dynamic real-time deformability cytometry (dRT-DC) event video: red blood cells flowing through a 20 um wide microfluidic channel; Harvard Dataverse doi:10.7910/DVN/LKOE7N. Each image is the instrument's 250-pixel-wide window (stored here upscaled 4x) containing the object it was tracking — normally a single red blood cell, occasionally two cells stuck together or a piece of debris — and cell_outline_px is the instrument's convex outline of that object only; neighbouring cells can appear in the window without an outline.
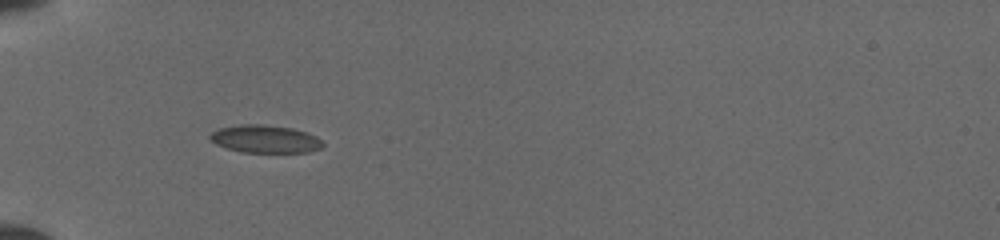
{"species": "common noctule bat (a hibernating species)", "species_latin": "Nyctalus noctula", "temperature_condition": "cold", "stored_images_in_passage": 43, "camera_frame_rate_fps": 3000, "um_per_image_px": 0.085, "animal": {"sex": "female", "body_mass_g": 19.5, "forearm_length_mm": 54.1}, "frame": {"image": 1, "passage_image": 9, "time_ms": 5.333, "image_size_px": [1000, 240], "cell_outline_px": [[324, 144], [320, 148], [308, 152], [240, 152], [216, 144], [208, 136], [212, 132], [220, 128], [240, 124], [264, 124], [292, 128], [308, 132], [316, 136]], "centroid_in_image_um": [22.54, 11.8], "position_along_channel_um": 62.5, "area_um2": 18.21}}
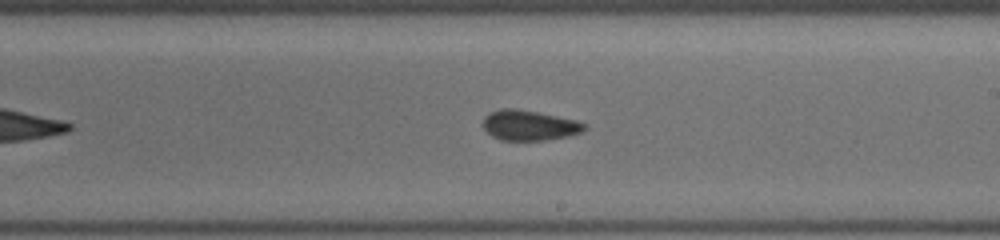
{"frame": {"image": 2, "passage_image": 27, "time_ms": 10.0, "image_size_px": [1000, 240], "cell_outline_px": [[588, 128], [580, 132], [568, 136], [544, 140], [500, 140], [492, 136], [484, 128], [484, 116], [488, 112], [500, 108], [516, 108], [576, 120], [584, 124]], "centroid_in_image_um": [44.95, 10.64], "position_along_channel_um": 244.0, "area_um2": 17.74}}
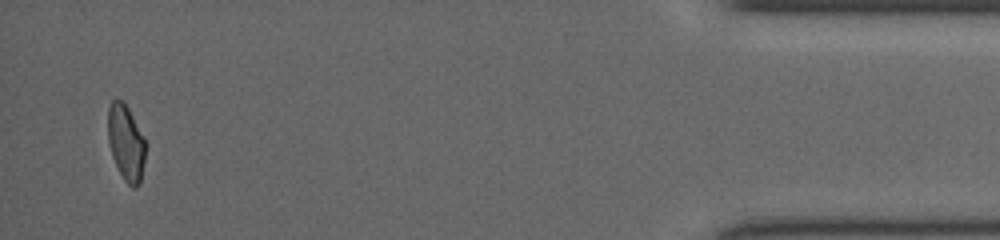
{"frame": {"image": 3, "passage_image": 43, "time_ms": 16.0, "image_size_px": [1000, 240], "cell_outline_px": [[144, 160], [140, 184], [136, 188], [132, 188], [124, 180], [112, 156], [108, 144], [108, 108], [112, 100], [124, 100], [144, 136]], "centroid_in_image_um": [10.7, 12.12], "position_along_channel_um": 424.5, "area_um2": 16.59}}